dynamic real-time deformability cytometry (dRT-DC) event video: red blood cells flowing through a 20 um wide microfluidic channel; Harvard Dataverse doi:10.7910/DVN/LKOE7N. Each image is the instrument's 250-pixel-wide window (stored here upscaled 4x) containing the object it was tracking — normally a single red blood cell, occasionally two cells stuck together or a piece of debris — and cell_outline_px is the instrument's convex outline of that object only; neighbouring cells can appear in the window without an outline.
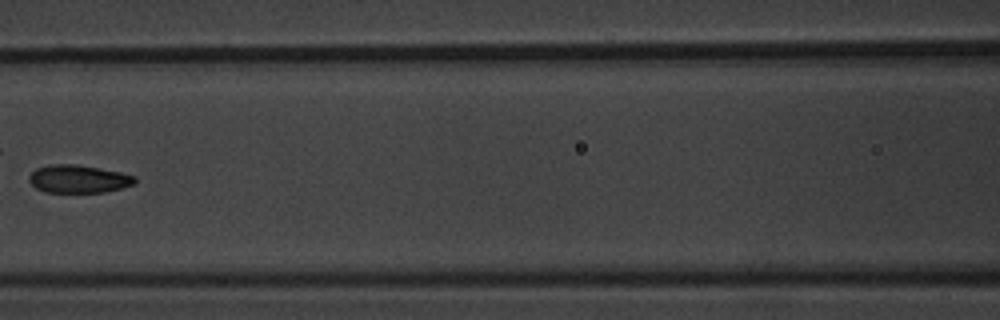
{"species": "common noctule bat (a hibernating species)", "species_latin": "Nyctalus noctula", "temperature_condition": "warm", "stored_images_in_passage": 8, "camera_frame_rate_fps": 3000, "um_per_image_px": 0.085, "animal": {"sex": "male", "body_mass_g": 20.1, "forearm_length_mm": 53.5}, "frame": {"image": 1, "passage_image": 7, "time_ms": 7.0, "image_size_px": [1000, 320], "cell_outline_px": [[136, 184], [104, 192], [44, 192], [36, 188], [28, 180], [28, 176], [36, 168], [52, 164], [76, 164], [120, 172], [136, 176]], "centroid_in_image_um": [6.66, 15.21], "position_along_channel_um": 159.9, "area_um2": 17.22}}
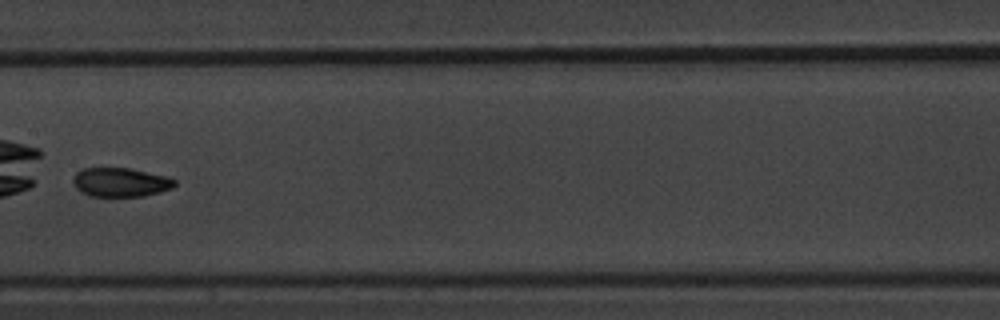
{"frame": {"image": 2, "passage_image": 8, "time_ms": 8.0, "image_size_px": [1000, 320], "cell_outline_px": [[176, 184], [172, 188], [160, 192], [144, 196], [88, 196], [80, 192], [72, 184], [72, 180], [76, 172], [80, 168], [132, 168], [164, 176], [176, 180]], "centroid_in_image_um": [10.2, 15.49], "position_along_channel_um": 197.2, "area_um2": 17.34}}